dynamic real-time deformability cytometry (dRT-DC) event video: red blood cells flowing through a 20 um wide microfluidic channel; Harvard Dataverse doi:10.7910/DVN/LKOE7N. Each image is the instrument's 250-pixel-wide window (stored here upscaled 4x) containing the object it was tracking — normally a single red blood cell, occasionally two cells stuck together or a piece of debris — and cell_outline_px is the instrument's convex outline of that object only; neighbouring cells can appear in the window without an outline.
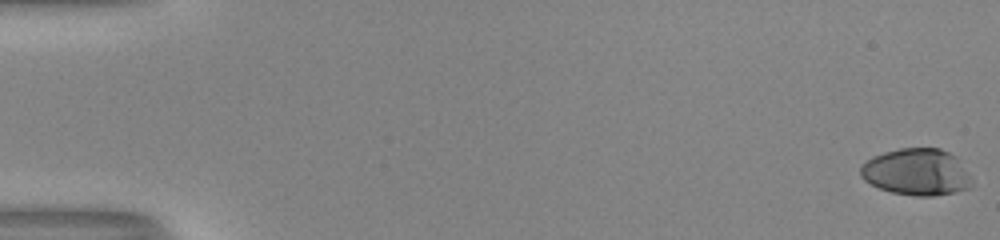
{"species": "human", "species_latin": "Homo sapiens", "temperature_condition": "room temperature", "stored_images_in_passage": 53, "camera_frame_rate_fps": 3000, "um_per_image_px": 0.085, "donor": {"sex": "male"}, "frame": {"image": 1, "passage_image": 1, "time_ms": 0.0, "image_size_px": [1000, 240], "cell_outline_px": [[972, 188], [932, 196], [916, 196], [892, 192], [880, 188], [864, 180], [860, 176], [860, 168], [872, 156], [884, 152], [900, 148], [940, 148], [956, 156], [972, 176]], "centroid_in_image_um": [77.95, 14.62], "position_along_channel_um": 7.1, "area_um2": 30.4}}
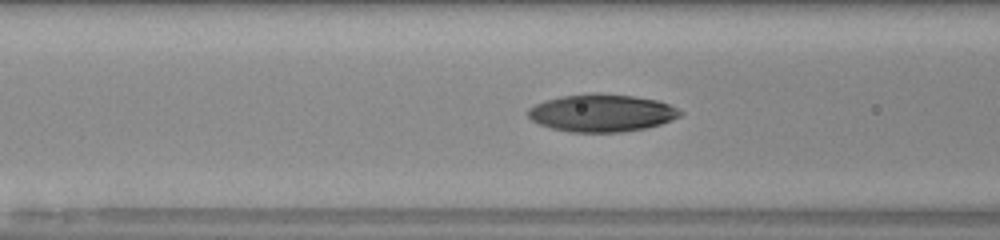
{"frame": {"image": 2, "passage_image": 23, "time_ms": 7.333, "image_size_px": [1000, 240], "cell_outline_px": [[684, 112], [680, 116], [672, 120], [660, 124], [644, 128], [624, 132], [568, 132], [552, 128], [540, 124], [532, 120], [528, 116], [528, 108], [544, 100], [560, 96], [632, 96], [656, 100], [668, 104]], "centroid_in_image_um": [51.14, 9.65], "position_along_channel_um": 115.5, "area_um2": 32.25}}
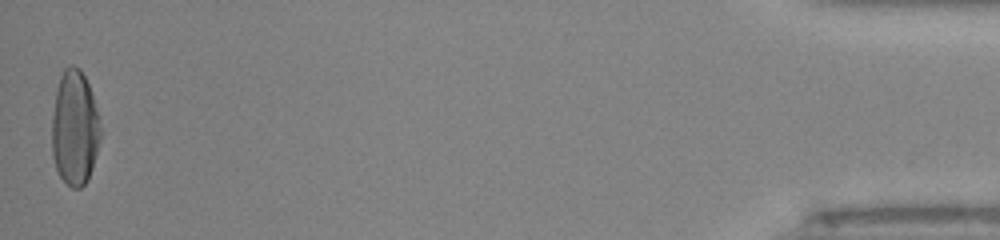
{"frame": {"image": 3, "passage_image": 53, "time_ms": 17.333, "image_size_px": [1000, 240], "cell_outline_px": [[100, 140], [92, 168], [88, 180], [80, 188], [72, 188], [60, 176], [56, 168], [52, 156], [52, 116], [56, 88], [60, 76], [64, 68], [68, 64], [72, 64], [80, 68], [88, 84], [100, 116]], "centroid_in_image_um": [6.34, 10.85], "position_along_channel_um": 428.9, "area_um2": 32.83}, "authors_computed_cell_mechanics": {"area_um2": 32.2524, "velocity_mm_per_s": 4.0592, "shape_relaxation_time_tau1_ms": 6.0834, "shape_relaxation_time_tau2_ms": 1.5268, "deformation_change_tau1": 0.2482, "deformation_change_tau2": 0.0396}}